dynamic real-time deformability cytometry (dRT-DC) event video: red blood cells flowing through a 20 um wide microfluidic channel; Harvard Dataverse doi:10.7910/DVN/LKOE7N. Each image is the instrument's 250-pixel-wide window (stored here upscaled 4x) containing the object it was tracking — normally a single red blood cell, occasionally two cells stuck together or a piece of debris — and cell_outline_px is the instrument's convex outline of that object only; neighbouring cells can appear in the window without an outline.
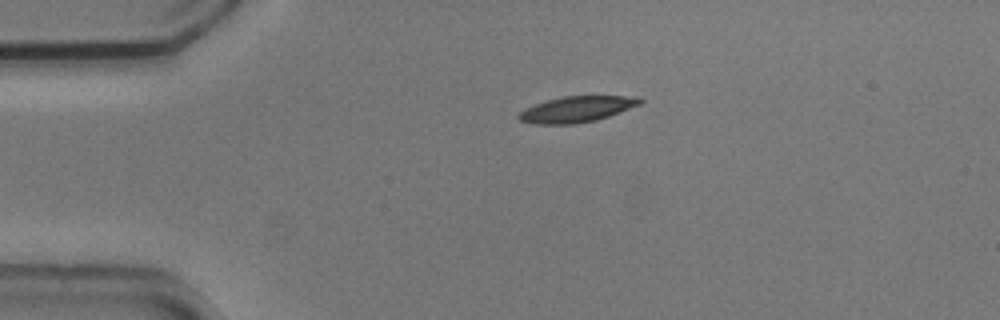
{"species": "common noctule bat (a hibernating species)", "species_latin": "Nyctalus noctula", "temperature_condition": "cold", "stored_images_in_passage": 5, "camera_frame_rate_fps": 3000, "um_per_image_px": 0.085, "animal": {"sex": "male", "body_mass_g": 20.5, "forearm_length_mm": 52.5}, "frame": {"image": 1, "passage_image": 1, "time_ms": 0.0, "image_size_px": [1000, 320], "cell_outline_px": [[644, 100], [640, 104], [608, 116], [596, 120], [572, 124], [536, 124], [520, 120], [516, 116], [524, 108], [548, 100], [564, 96], [640, 96]], "centroid_in_image_um": [49.03, 9.28], "position_along_channel_um": 36.0, "area_um2": 18.15}}
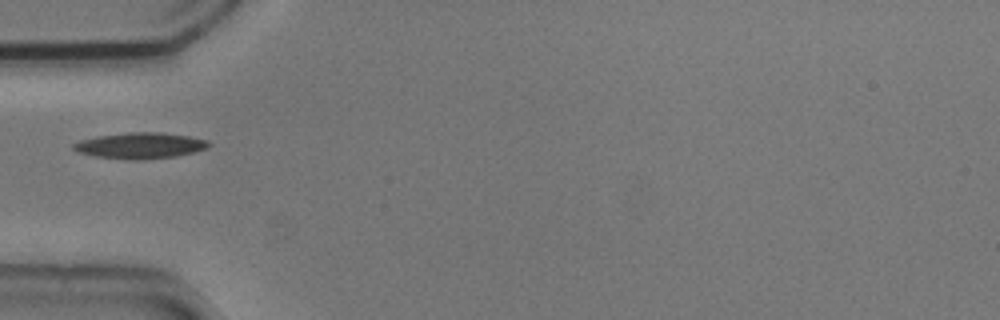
{"frame": {"image": 2, "passage_image": 2, "time_ms": 0.333, "image_size_px": [1000, 320], "cell_outline_px": [[212, 144], [208, 148], [196, 152], [176, 156], [144, 160], [132, 160], [96, 156], [80, 152], [72, 148], [72, 144], [80, 140], [96, 136], [128, 132], [160, 132], [188, 136], [208, 140]], "centroid_in_image_um": [11.96, 12.37], "position_along_channel_um": 73.0, "area_um2": 20.63}}